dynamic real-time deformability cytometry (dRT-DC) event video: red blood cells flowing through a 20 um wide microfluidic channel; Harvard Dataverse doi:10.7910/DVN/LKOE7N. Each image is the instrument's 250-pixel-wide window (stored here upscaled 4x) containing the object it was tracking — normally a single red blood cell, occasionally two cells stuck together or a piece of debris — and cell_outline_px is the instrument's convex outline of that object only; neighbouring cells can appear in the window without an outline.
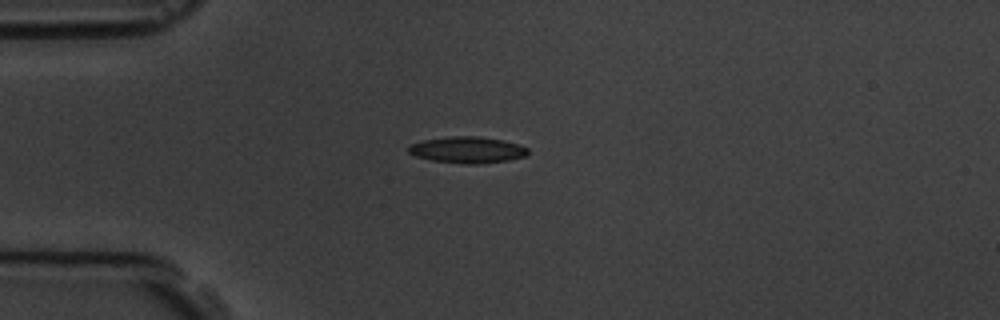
{"species": "common noctule bat (a hibernating species)", "species_latin": "Nyctalus noctula", "temperature_condition": "room temperature", "stored_images_in_passage": 5, "camera_frame_rate_fps": 3000, "um_per_image_px": 0.085, "animal": {"sex": "male", "body_mass_g": 19.5, "forearm_length_mm": 54.6}, "frame": {"image": 1, "passage_image": 3, "time_ms": 2.333, "image_size_px": [1000, 320], "cell_outline_px": [[528, 152], [524, 156], [508, 160], [480, 164], [464, 164], [432, 160], [416, 156], [408, 152], [408, 144], [424, 140], [448, 136], [480, 136], [504, 140], [520, 144], [528, 148]], "centroid_in_image_um": [39.73, 12.73], "position_along_channel_um": 45.3, "area_um2": 18.5}}
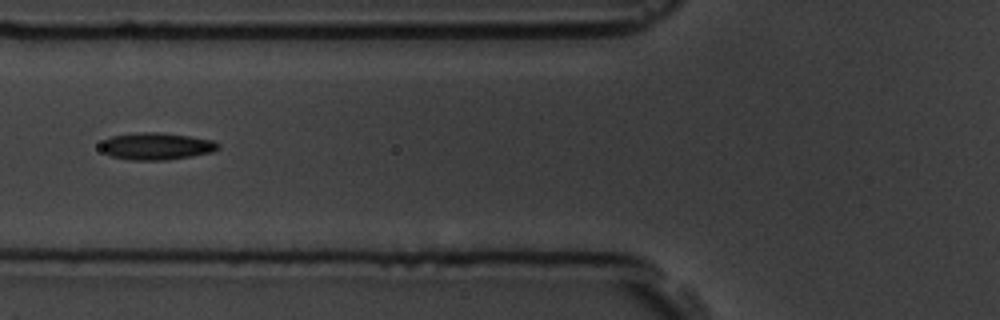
{"frame": {"image": 2, "passage_image": 5, "time_ms": 4.667, "image_size_px": [1000, 320], "cell_outline_px": [[220, 148], [212, 152], [192, 156], [168, 160], [128, 160], [112, 156], [104, 152], [100, 148], [100, 144], [104, 140], [112, 136], [144, 132], [160, 132], [188, 136], [212, 140], [220, 144]], "centroid_in_image_um": [13.3, 12.44], "position_along_channel_um": 112.5, "area_um2": 18.5}}